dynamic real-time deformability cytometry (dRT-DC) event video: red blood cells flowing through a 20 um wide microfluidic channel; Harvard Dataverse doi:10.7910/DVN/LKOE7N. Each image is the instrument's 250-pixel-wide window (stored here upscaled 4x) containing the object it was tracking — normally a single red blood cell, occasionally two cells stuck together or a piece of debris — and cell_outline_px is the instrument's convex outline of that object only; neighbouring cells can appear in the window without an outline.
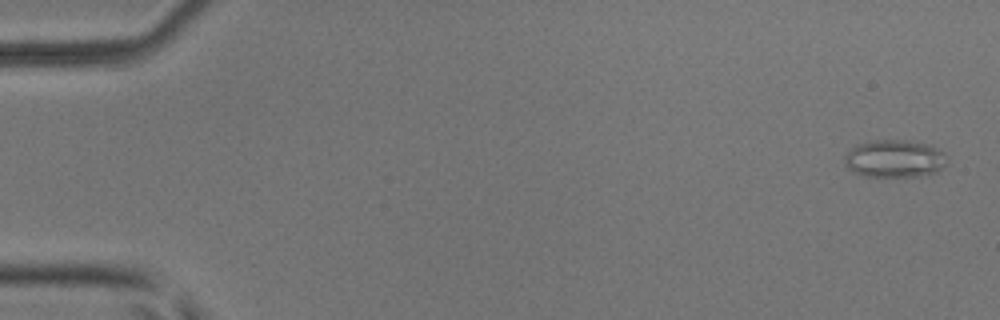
{"species": "common noctule bat (a hibernating species)", "species_latin": "Nyctalus noctula", "temperature_condition": "room temperature", "stored_images_in_passage": 52, "camera_frame_rate_fps": 3000, "um_per_image_px": 0.085, "animal": {"sex": "male", "body_mass_g": 17.9, "forearm_length_mm": 54.2}, "frame": {"image": 1, "passage_image": 2, "time_ms": 0.333, "image_size_px": [1000, 320], "cell_outline_px": [[948, 160], [936, 172], [920, 176], [864, 176], [848, 168], [844, 164], [844, 156], [856, 144], [872, 140], [904, 140], [928, 144], [944, 152]], "centroid_in_image_um": [76.02, 13.48], "position_along_channel_um": 9.0, "area_um2": 22.37}}
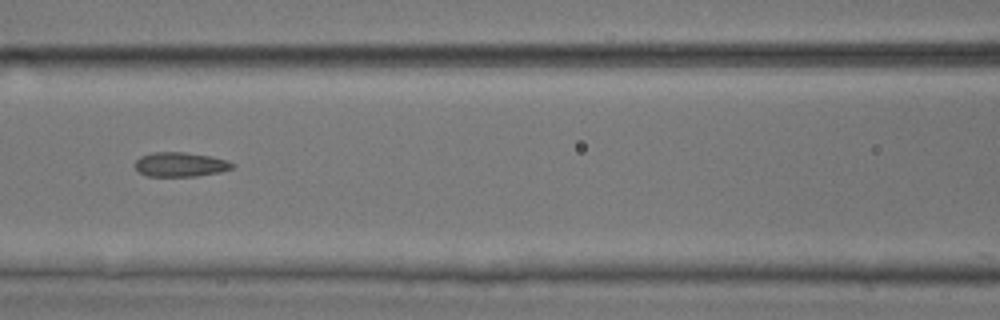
{"frame": {"image": 2, "passage_image": 24, "time_ms": 7.667, "image_size_px": [1000, 320], "cell_outline_px": [[236, 164], [232, 168], [220, 172], [196, 176], [148, 176], [140, 172], [136, 168], [136, 160], [140, 156], [152, 152], [184, 152], [208, 156], [228, 160]], "centroid_in_image_um": [15.34, 13.98], "position_along_channel_um": 151.3, "area_um2": 13.76}}
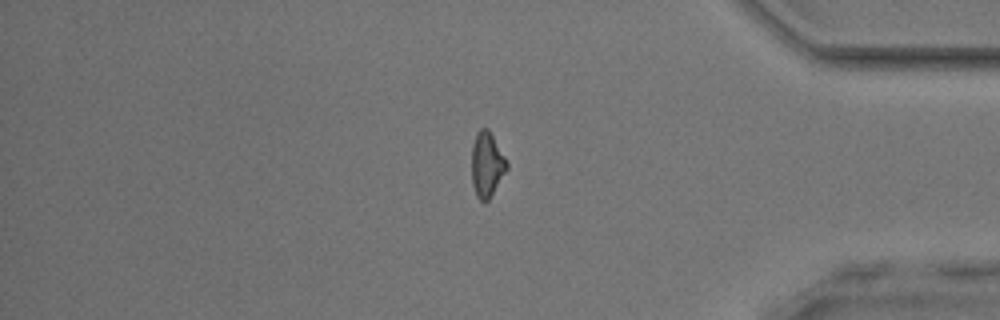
{"frame": {"image": 3, "passage_image": 44, "time_ms": 14.333, "image_size_px": [1000, 320], "cell_outline_px": [[508, 168], [488, 200], [484, 204], [476, 196], [472, 184], [472, 144], [476, 132], [480, 128], [488, 128], [504, 156], [508, 164]], "centroid_in_image_um": [41.36, 13.99], "position_along_channel_um": 393.8, "area_um2": 13.29}, "authors_computed_cell_mechanics": {"area_um2": 14.0743, "velocity_mm_per_s": 4.001, "shape_relaxation_time_tau1_ms": 5.5074, "shape_relaxation_time_tau2_ms": 1.9543, "deformation_change_tau1": 0.1188, "deformation_change_tau2": 0.0975}}